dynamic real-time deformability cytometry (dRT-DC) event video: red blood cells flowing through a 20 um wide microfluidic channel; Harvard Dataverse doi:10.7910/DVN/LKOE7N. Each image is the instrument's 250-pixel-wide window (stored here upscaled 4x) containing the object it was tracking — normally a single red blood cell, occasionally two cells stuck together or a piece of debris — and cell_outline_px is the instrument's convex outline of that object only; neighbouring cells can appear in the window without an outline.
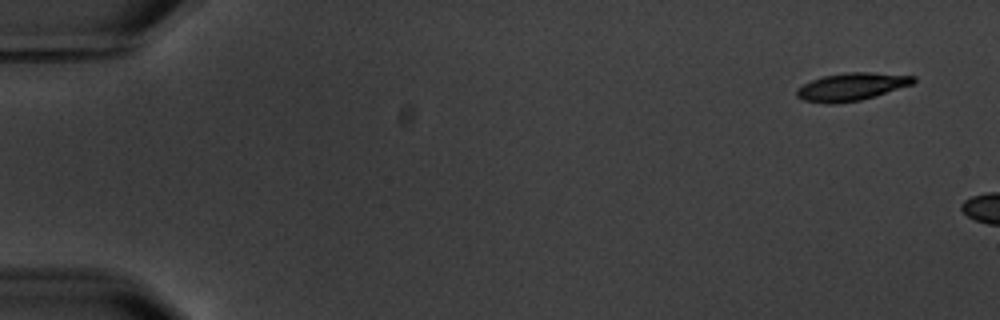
{"species": "common noctule bat (a hibernating species)", "species_latin": "Nyctalus noctula", "temperature_condition": "warm", "stored_images_in_passage": 3, "camera_frame_rate_fps": 3000, "um_per_image_px": 0.085, "animal": {"sex": "male", "body_mass_g": 20.1, "forearm_length_mm": 53.5}, "frame": {"image": 1, "passage_image": 1, "time_ms": 0.0, "image_size_px": [1000, 320], "cell_outline_px": [[916, 80], [912, 84], [860, 100], [836, 104], [828, 104], [804, 100], [796, 96], [796, 88], [812, 80], [824, 76], [848, 72], [872, 72], [916, 76]], "centroid_in_image_um": [72.35, 7.37], "position_along_channel_um": 12.6, "area_um2": 18.67}}